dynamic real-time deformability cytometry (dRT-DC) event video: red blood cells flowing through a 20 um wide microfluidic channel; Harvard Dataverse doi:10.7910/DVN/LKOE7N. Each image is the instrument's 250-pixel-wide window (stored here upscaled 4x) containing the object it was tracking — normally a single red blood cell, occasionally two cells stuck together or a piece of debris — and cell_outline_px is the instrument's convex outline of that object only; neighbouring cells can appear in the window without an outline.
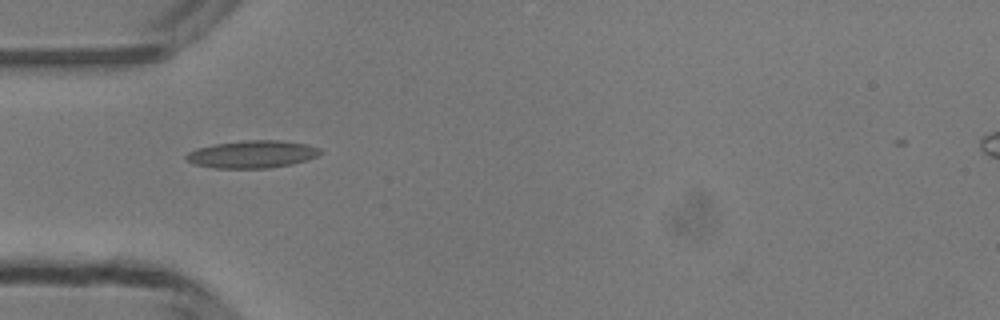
{"species": "common noctule bat (a hibernating species)", "species_latin": "Nyctalus noctula", "temperature_condition": "room temperature", "stored_images_in_passage": 36, "camera_frame_rate_fps": 3000, "um_per_image_px": 0.085, "animal": {"sex": "male", "body_mass_g": 13.3}, "frame": {"image": 1, "passage_image": 3, "time_ms": 0.667, "image_size_px": [1000, 320], "cell_outline_px": [[324, 152], [308, 160], [292, 164], [268, 168], [212, 168], [192, 164], [184, 160], [184, 156], [188, 152], [196, 148], [216, 144], [244, 140], [280, 140], [304, 144], [320, 148]], "centroid_in_image_um": [21.4, 13.12], "position_along_channel_um": 63.6, "area_um2": 21.68}}
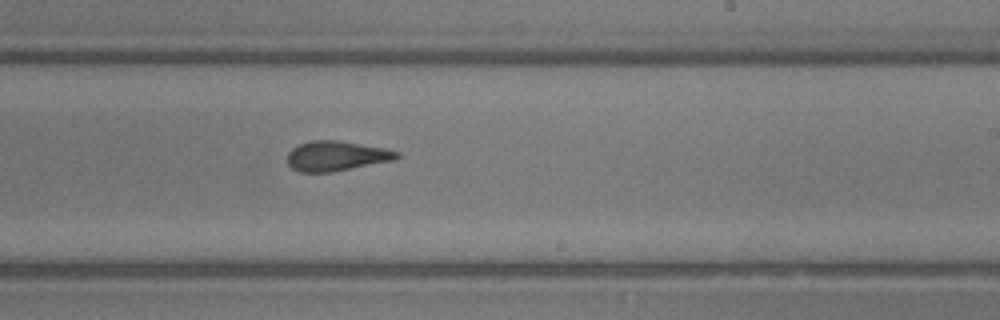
{"frame": {"image": 2, "passage_image": 17, "time_ms": 5.333, "image_size_px": [1000, 320], "cell_outline_px": [[400, 156], [396, 160], [332, 172], [300, 172], [292, 168], [288, 164], [288, 152], [292, 148], [300, 144], [312, 140], [336, 140], [384, 148], [400, 152]], "centroid_in_image_um": [28.61, 13.26], "position_along_channel_um": 260.4, "area_um2": 19.07}}
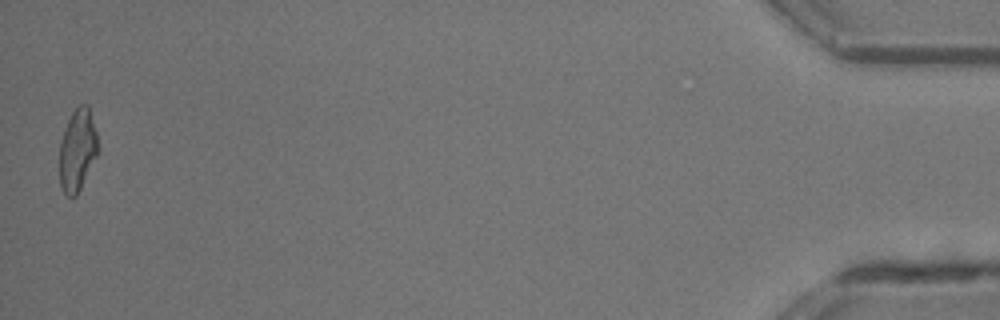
{"frame": {"image": 3, "passage_image": 36, "time_ms": 11.667, "image_size_px": [1000, 320], "cell_outline_px": [[100, 148], [76, 196], [68, 196], [64, 192], [60, 184], [60, 140], [64, 128], [72, 112], [80, 104], [88, 104], [96, 132]], "centroid_in_image_um": [6.59, 12.72], "position_along_channel_um": 428.6, "area_um2": 18.26}, "authors_computed_cell_mechanics": {"area_um2": 19.1896, "velocity_mm_per_s": 4.2321, "shape_relaxation_time_tau1_ms": null, "shape_relaxation_time_tau2_ms": 1.5416, "deformation_change_tau1": null, "deformation_change_tau2": 0.0969}}